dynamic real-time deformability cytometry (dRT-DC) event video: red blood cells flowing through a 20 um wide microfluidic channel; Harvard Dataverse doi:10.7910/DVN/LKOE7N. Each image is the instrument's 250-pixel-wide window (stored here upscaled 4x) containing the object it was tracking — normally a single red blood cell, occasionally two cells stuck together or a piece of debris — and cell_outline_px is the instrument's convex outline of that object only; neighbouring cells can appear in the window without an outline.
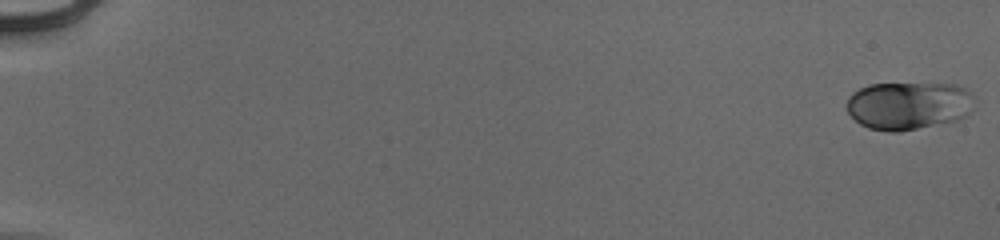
{"species": "human", "species_latin": "Homo sapiens", "temperature_condition": "cold", "stored_images_in_passage": 54, "camera_frame_rate_fps": 3000, "um_per_image_px": 0.085, "donor": {"sex": "male"}, "frame": {"image": 1, "passage_image": 1, "time_ms": 0.0, "image_size_px": [1000, 240], "cell_outline_px": [[972, 96], [968, 112], [964, 116], [956, 120], [900, 132], [888, 132], [868, 128], [860, 124], [848, 112], [848, 96], [852, 92], [868, 84], [956, 84], [968, 88], [972, 92]], "centroid_in_image_um": [77.19, 8.97], "position_along_channel_um": 7.8, "area_um2": 35.49}}
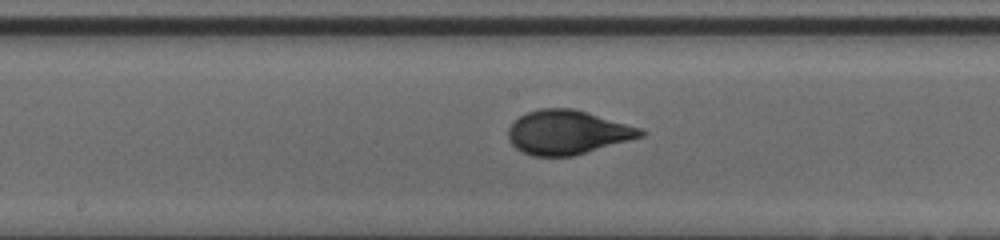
{"frame": {"image": 2, "passage_image": 31, "time_ms": 10.0, "image_size_px": [1000, 240], "cell_outline_px": [[648, 132], [644, 136], [572, 156], [532, 156], [520, 152], [508, 140], [508, 128], [520, 116], [528, 112], [540, 108], [576, 108], [644, 128]], "centroid_in_image_um": [48.27, 11.24], "position_along_channel_um": 199.9, "area_um2": 34.39}}
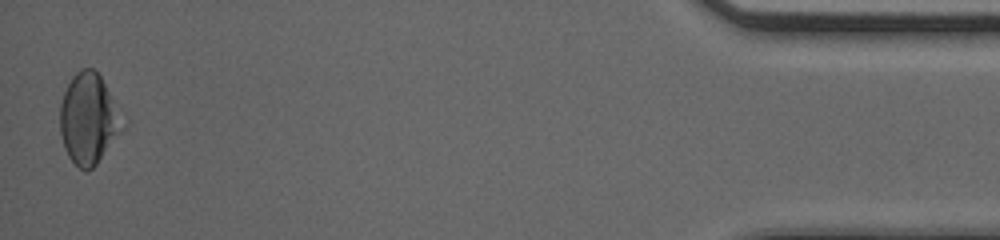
{"frame": {"image": 3, "passage_image": 54, "time_ms": 17.667, "image_size_px": [1000, 240], "cell_outline_px": [[116, 132], [96, 164], [92, 168], [80, 168], [68, 156], [64, 148], [60, 132], [60, 104], [64, 92], [72, 76], [80, 68], [92, 68], [100, 76], [112, 100]], "centroid_in_image_um": [7.35, 10.05], "position_along_channel_um": 427.9, "area_um2": 30.35}, "authors_computed_cell_mechanics": {"area_um2": 33.6107, "velocity_mm_per_s": 3.9735, "shape_relaxation_time_tau1_ms": 6.6137, "shape_relaxation_time_tau2_ms": null, "deformation_change_tau1": 0.1946, "deformation_change_tau2": null}}